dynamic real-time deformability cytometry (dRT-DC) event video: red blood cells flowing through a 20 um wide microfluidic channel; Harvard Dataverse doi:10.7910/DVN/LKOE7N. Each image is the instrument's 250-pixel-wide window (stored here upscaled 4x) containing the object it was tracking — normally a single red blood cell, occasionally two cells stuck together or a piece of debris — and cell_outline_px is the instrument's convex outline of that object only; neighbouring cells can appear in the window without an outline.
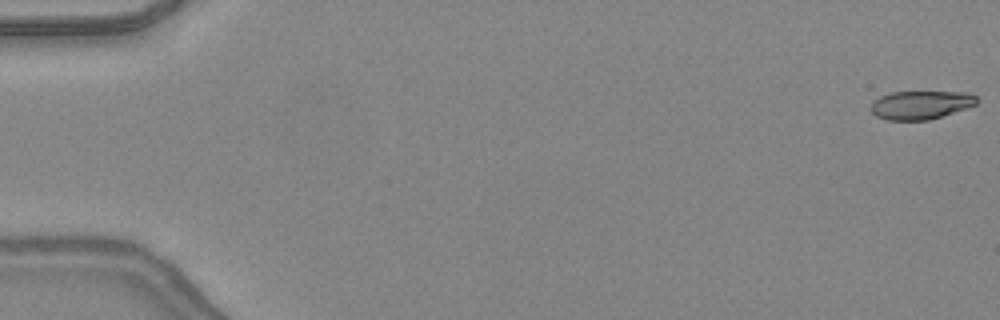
{"species": "common noctule bat (a hibernating species)", "species_latin": "Nyctalus noctula", "temperature_condition": "warm", "stored_images_in_passage": 20, "camera_frame_rate_fps": 3000, "um_per_image_px": 0.085, "animal": {"sex": "female", "body_mass_g": 24.6, "forearm_length_mm": 56.2}, "frame": {"image": 1, "passage_image": 1, "time_ms": 0.0, "image_size_px": [1000, 320], "cell_outline_px": [[980, 100], [976, 104], [968, 108], [928, 120], [888, 120], [876, 116], [868, 108], [872, 100], [880, 96], [892, 92], [964, 92], [976, 96]], "centroid_in_image_um": [78.24, 8.92], "position_along_channel_um": 6.8, "area_um2": 17.74}}